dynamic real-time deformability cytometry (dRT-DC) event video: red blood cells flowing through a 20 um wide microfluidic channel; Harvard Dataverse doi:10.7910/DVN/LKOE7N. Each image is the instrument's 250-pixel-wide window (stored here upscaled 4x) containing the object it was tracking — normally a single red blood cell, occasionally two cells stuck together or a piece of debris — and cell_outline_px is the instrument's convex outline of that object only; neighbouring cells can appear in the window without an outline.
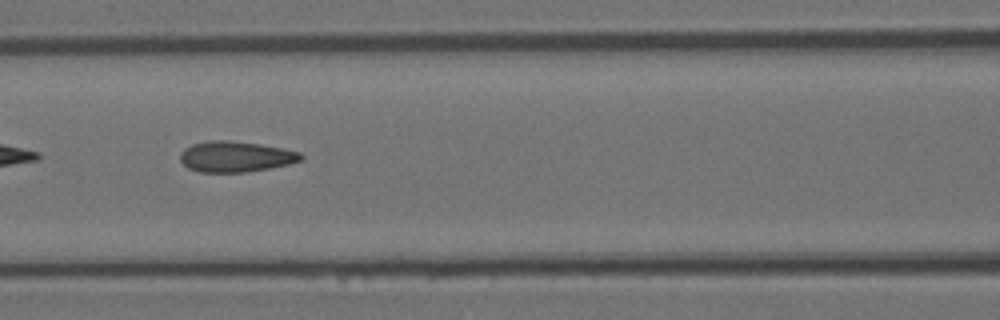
{"species": "Egyptian fruit bat (a non-hibernating species)", "species_latin": "Rousettus aegyptiacus", "temperature_condition": "room temperature", "stored_images_in_passage": 26, "camera_frame_rate_fps": 3000, "um_per_image_px": 0.085, "animal": {"sex": "female"}, "frame": {"image": 1, "passage_image": 12, "time_ms": 3.667, "image_size_px": [1000, 320], "cell_outline_px": [[304, 156], [300, 160], [288, 164], [272, 168], [248, 172], [200, 172], [188, 168], [180, 160], [180, 152], [184, 148], [192, 144], [208, 140], [228, 140], [260, 144], [300, 152]], "centroid_in_image_um": [20.0, 13.31], "position_along_channel_um": 146.6, "area_um2": 21.68}}
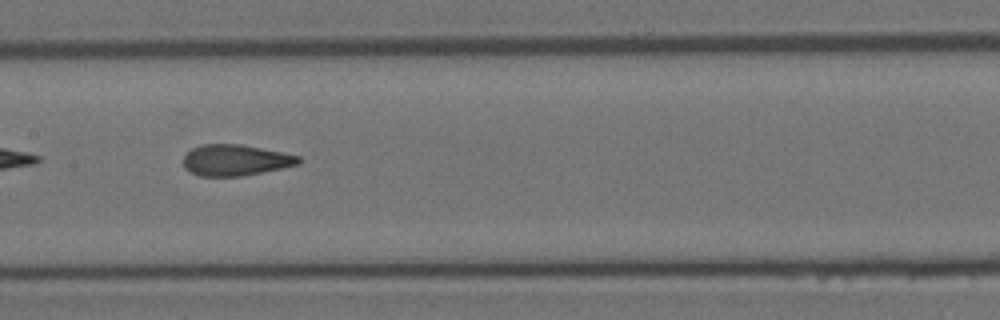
{"frame": {"image": 2, "passage_image": 15, "time_ms": 4.667, "image_size_px": [1000, 320], "cell_outline_px": [[300, 164], [240, 176], [200, 176], [184, 168], [184, 156], [192, 148], [200, 144], [240, 144], [300, 156]], "centroid_in_image_um": [19.98, 13.6], "position_along_channel_um": 187.4, "area_um2": 20.58}}